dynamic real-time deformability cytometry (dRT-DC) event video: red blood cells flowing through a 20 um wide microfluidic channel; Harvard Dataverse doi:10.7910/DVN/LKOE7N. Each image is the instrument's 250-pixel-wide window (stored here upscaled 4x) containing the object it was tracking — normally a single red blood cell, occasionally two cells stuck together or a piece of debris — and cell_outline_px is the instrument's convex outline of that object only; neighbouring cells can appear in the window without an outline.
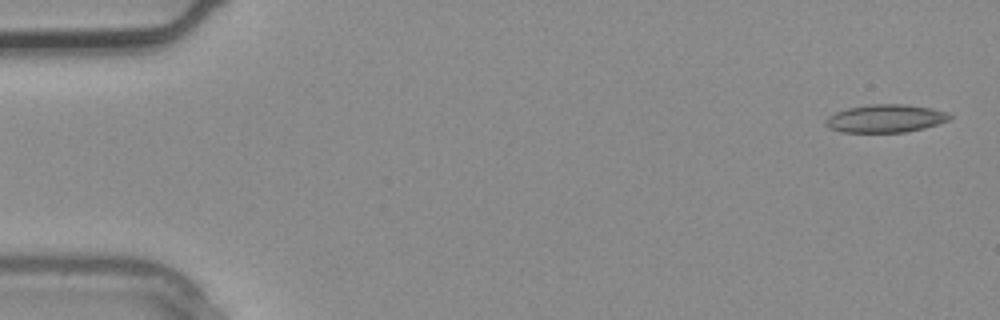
{"species": "common noctule bat (a hibernating species)", "species_latin": "Nyctalus noctula", "temperature_condition": "warm", "stored_images_in_passage": 3, "camera_frame_rate_fps": 3000, "um_per_image_px": 0.085, "animal": {"sex": "male", "body_mass_g": 20.4}, "frame": {"image": 1, "passage_image": 1, "time_ms": 0.0, "image_size_px": [1000, 320], "cell_outline_px": [[952, 116], [948, 120], [924, 128], [904, 132], [840, 132], [828, 128], [824, 124], [828, 116], [836, 112], [848, 108], [868, 104], [904, 104], [932, 108], [948, 112]], "centroid_in_image_um": [75.24, 10.07], "position_along_channel_um": 9.8, "area_um2": 20.23}}